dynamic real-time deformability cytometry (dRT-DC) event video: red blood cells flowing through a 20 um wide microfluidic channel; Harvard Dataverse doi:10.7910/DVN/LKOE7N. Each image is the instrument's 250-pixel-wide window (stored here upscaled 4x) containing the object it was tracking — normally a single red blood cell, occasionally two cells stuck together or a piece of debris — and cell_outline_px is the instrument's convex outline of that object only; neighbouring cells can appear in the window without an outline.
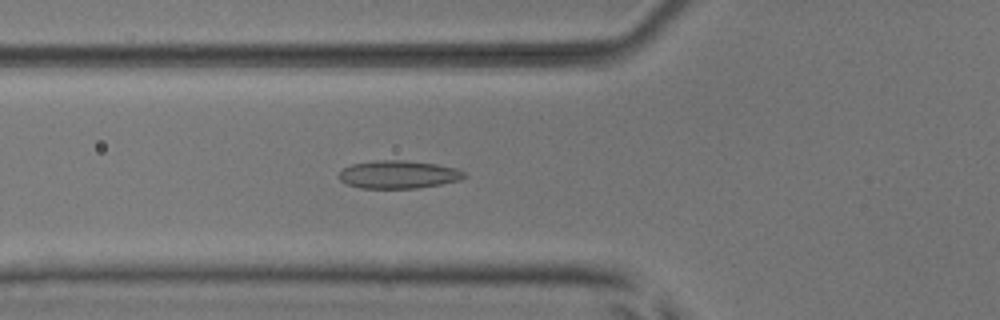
{"species": "common noctule bat (a hibernating species)", "species_latin": "Nyctalus noctula", "temperature_condition": "room temperature", "stored_images_in_passage": 45, "camera_frame_rate_fps": 3000, "um_per_image_px": 0.085, "animal": {"sex": "male", "body_mass_g": 17.9, "forearm_length_mm": 54.2}, "frame": {"image": 1, "passage_image": 11, "time_ms": 3.333, "image_size_px": [1000, 320], "cell_outline_px": [[464, 176], [460, 180], [420, 188], [360, 188], [348, 184], [340, 180], [340, 172], [344, 168], [352, 164], [376, 160], [408, 160], [436, 164], [456, 168], [464, 172]], "centroid_in_image_um": [33.87, 14.83], "position_along_channel_um": 91.9, "area_um2": 20.29}}
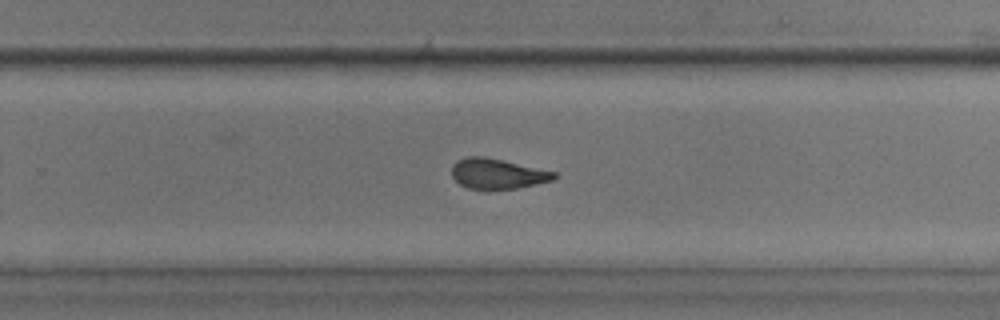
{"frame": {"image": 2, "passage_image": 26, "time_ms": 8.333, "image_size_px": [1000, 320], "cell_outline_px": [[556, 176], [552, 180], [536, 184], [516, 188], [468, 188], [460, 184], [452, 176], [452, 164], [456, 160], [468, 156], [484, 156], [504, 160], [556, 172]], "centroid_in_image_um": [42.26, 14.74], "position_along_channel_um": 287.5, "area_um2": 17.8}}
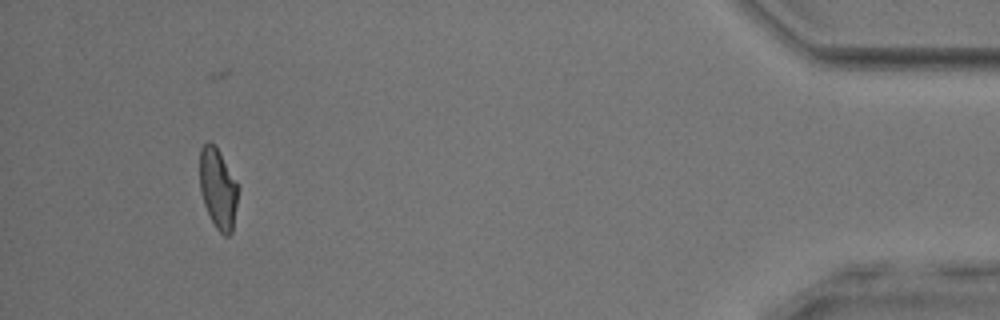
{"frame": {"image": 3, "passage_image": 41, "time_ms": 13.333, "image_size_px": [1000, 320], "cell_outline_px": [[240, 188], [232, 232], [228, 236], [224, 236], [216, 228], [204, 204], [200, 192], [200, 148], [208, 140], [216, 144]], "centroid_in_image_um": [18.55, 15.99], "position_along_channel_um": 416.7, "area_um2": 18.26}, "authors_computed_cell_mechanics": {"area_um2": 19.0162, "velocity_mm_per_s": 3.9242, "shape_relaxation_time_tau1_ms": null, "shape_relaxation_time_tau2_ms": 1.6975, "deformation_change_tau1": null, "deformation_change_tau2": 0.078}}